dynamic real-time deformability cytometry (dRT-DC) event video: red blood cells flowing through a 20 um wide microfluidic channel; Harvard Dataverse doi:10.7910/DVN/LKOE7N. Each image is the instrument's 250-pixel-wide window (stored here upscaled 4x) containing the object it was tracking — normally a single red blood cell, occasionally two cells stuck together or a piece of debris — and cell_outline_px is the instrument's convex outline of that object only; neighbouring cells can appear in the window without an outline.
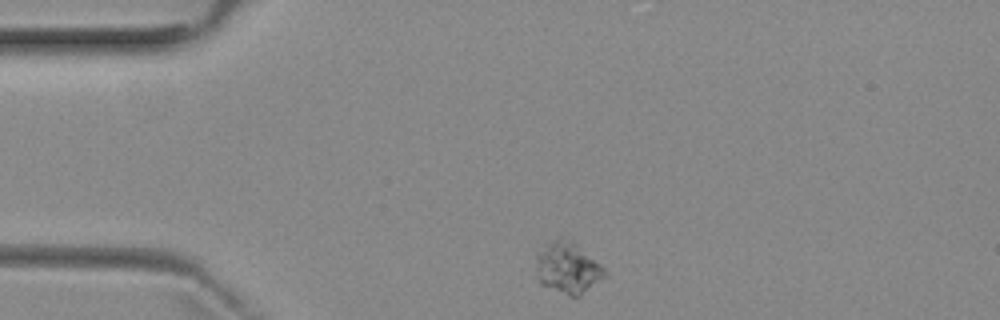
{"species": "common noctule bat (a hibernating species)", "species_latin": "Nyctalus noctula", "temperature_condition": "room temperature", "stored_images_in_passage": 2, "camera_frame_rate_fps": 3000, "um_per_image_px": 0.085, "animal": {"sex": "female", "body_mass_g": 29.2, "forearm_length_mm": 56.3}, "frame": {"image": 1, "passage_image": 1, "time_ms": 0.0, "image_size_px": [1000, 320], "cell_outline_px": [[608, 272], [604, 276], [580, 296], [568, 296], [540, 284], [536, 268], [536, 252], [556, 236], [560, 236], [572, 240], [600, 264]], "centroid_in_image_um": [48.22, 22.73], "position_along_channel_um": 36.8, "area_um2": 20.63}}